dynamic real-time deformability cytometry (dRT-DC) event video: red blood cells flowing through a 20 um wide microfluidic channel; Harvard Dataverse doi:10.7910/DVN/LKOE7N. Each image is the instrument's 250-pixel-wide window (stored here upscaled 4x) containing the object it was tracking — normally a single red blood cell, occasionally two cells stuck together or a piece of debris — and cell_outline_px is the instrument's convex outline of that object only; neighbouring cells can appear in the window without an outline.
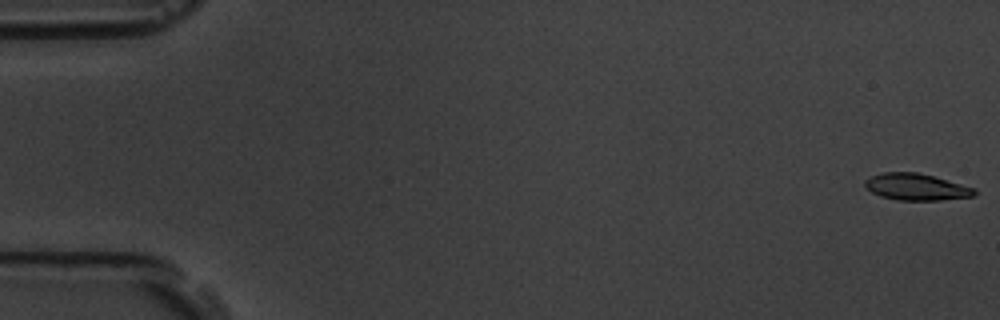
{"species": "common noctule bat (a hibernating species)", "species_latin": "Nyctalus noctula", "temperature_condition": "room temperature", "stored_images_in_passage": 6, "camera_frame_rate_fps": 3000, "um_per_image_px": 0.085, "animal": {"sex": "male", "body_mass_g": 19.5, "forearm_length_mm": 54.6}, "frame": {"image": 1, "passage_image": 1, "time_ms": 0.0, "image_size_px": [1000, 320], "cell_outline_px": [[976, 196], [940, 200], [900, 200], [880, 196], [872, 192], [864, 184], [864, 180], [872, 176], [884, 172], [916, 172], [932, 176], [976, 188]], "centroid_in_image_um": [77.9, 15.89], "position_along_channel_um": 7.1, "area_um2": 16.88}}
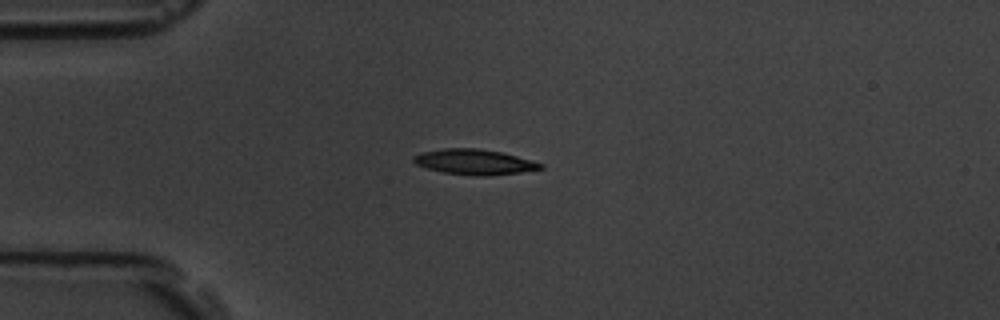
{"frame": {"image": 2, "passage_image": 5, "time_ms": 4.667, "image_size_px": [1000, 320], "cell_outline_px": [[544, 168], [520, 172], [488, 176], [476, 176], [444, 172], [428, 168], [416, 164], [412, 160], [412, 156], [420, 152], [444, 148], [476, 148], [500, 152], [516, 156], [544, 164]], "centroid_in_image_um": [40.29, 13.76], "position_along_channel_um": 44.7, "area_um2": 18.61}}